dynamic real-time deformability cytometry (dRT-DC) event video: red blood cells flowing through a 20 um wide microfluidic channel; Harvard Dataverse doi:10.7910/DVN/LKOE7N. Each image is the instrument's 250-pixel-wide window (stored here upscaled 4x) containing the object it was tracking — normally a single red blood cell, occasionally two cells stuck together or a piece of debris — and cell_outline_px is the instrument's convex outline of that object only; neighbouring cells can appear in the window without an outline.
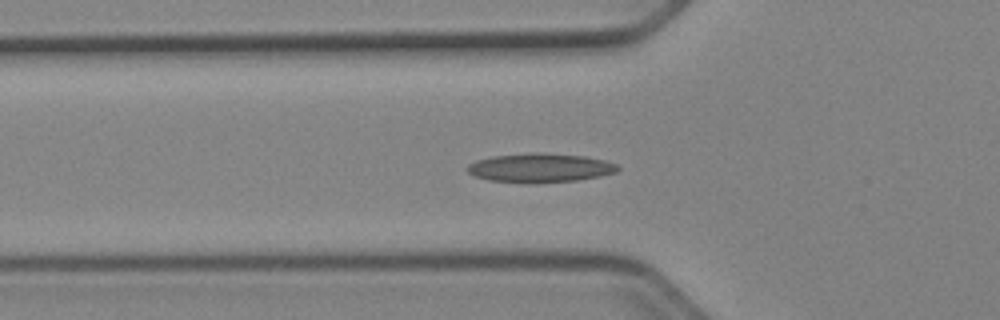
{"species": "Egyptian fruit bat (a non-hibernating species)", "species_latin": "Rousettus aegyptiacus", "temperature_condition": "cold", "stored_images_in_passage": 47, "camera_frame_rate_fps": 3000, "um_per_image_px": 0.085, "animal": {"sex": "female"}, "frame": {"image": 1, "passage_image": 12, "time_ms": 3.667, "image_size_px": [1000, 320], "cell_outline_px": [[620, 168], [616, 172], [600, 176], [576, 180], [532, 184], [524, 184], [488, 180], [476, 176], [468, 172], [464, 168], [468, 164], [476, 160], [492, 156], [584, 156], [604, 160], [616, 164]], "centroid_in_image_um": [45.87, 14.34], "position_along_channel_um": 79.9, "area_um2": 24.33}}
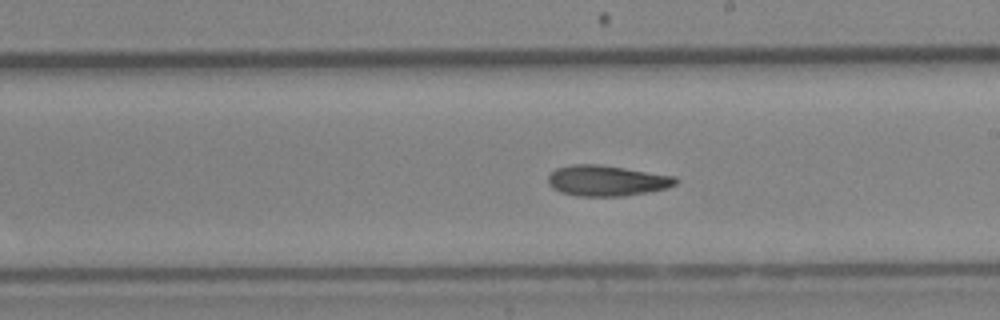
{"frame": {"image": 2, "passage_image": 24, "time_ms": 7.667, "image_size_px": [1000, 320], "cell_outline_px": [[680, 180], [676, 184], [668, 188], [624, 196], [580, 196], [560, 192], [552, 188], [548, 184], [548, 176], [556, 168], [572, 164], [600, 164], [676, 176]], "centroid_in_image_um": [51.59, 15.35], "position_along_channel_um": 237.4, "area_um2": 22.95}}
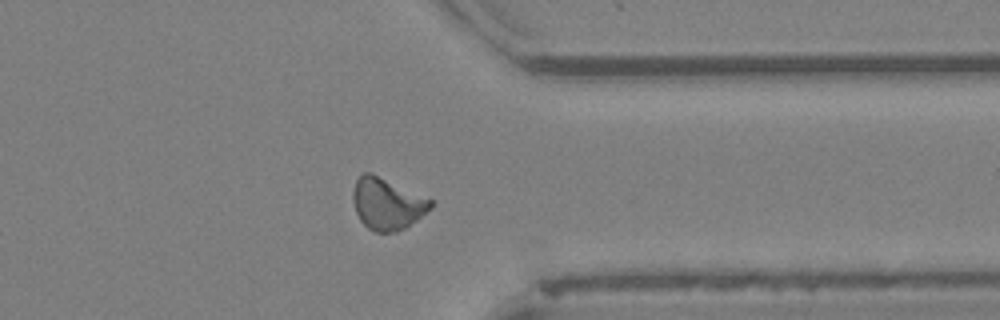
{"frame": {"image": 3, "passage_image": 35, "time_ms": 11.333, "image_size_px": [1000, 320], "cell_outline_px": [[432, 208], [416, 220], [404, 228], [396, 232], [376, 232], [368, 228], [360, 220], [356, 212], [352, 200], [352, 192], [356, 180], [364, 172], [372, 172], [432, 200]], "centroid_in_image_um": [32.88, 17.31], "position_along_channel_um": 378.5, "area_um2": 23.29}, "authors_computed_cell_mechanics": {"area_um2": 22.6576, "velocity_mm_per_s": 3.9472, "shape_relaxation_time_tau1_ms": null, "shape_relaxation_time_tau2_ms": 9.3461, "deformation_change_tau1": null, "deformation_change_tau2": 0.1613}}